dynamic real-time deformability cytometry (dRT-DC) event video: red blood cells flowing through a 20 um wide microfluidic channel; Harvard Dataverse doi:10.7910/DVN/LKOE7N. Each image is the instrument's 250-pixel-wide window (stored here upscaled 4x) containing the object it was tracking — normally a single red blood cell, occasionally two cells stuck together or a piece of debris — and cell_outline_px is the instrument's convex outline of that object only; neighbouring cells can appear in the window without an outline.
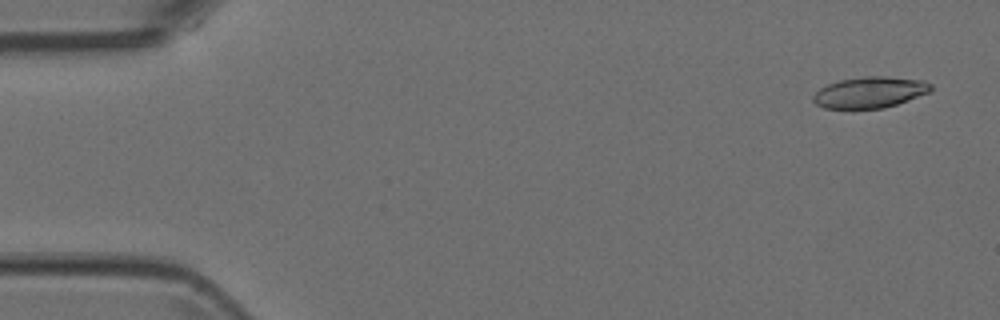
{"species": "Egyptian fruit bat (a non-hibernating species)", "species_latin": "Rousettus aegyptiacus", "temperature_condition": "room temperature", "stored_images_in_passage": 8, "camera_frame_rate_fps": 3000, "um_per_image_px": 0.085, "animal": {"sex": "female"}, "frame": {"image": 1, "passage_image": 1, "time_ms": 0.0, "image_size_px": [1000, 320], "cell_outline_px": [[932, 88], [928, 92], [896, 104], [884, 108], [824, 108], [816, 104], [812, 100], [812, 96], [820, 88], [828, 84], [840, 80], [868, 76], [884, 76], [924, 80], [932, 84]], "centroid_in_image_um": [73.92, 7.84], "position_along_channel_um": 11.1, "area_um2": 21.1}}
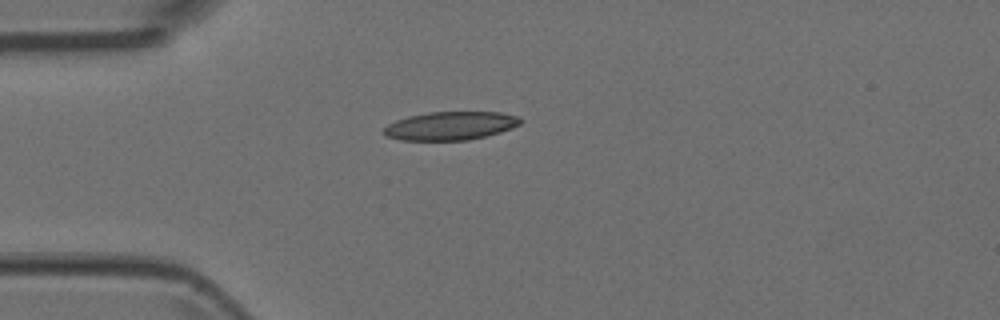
{"frame": {"image": 2, "passage_image": 4, "time_ms": 1.0, "image_size_px": [1000, 320], "cell_outline_px": [[524, 120], [520, 124], [512, 128], [500, 132], [468, 140], [400, 140], [388, 136], [380, 132], [388, 124], [396, 120], [408, 116], [428, 112], [500, 112], [520, 116]], "centroid_in_image_um": [38.31, 10.68], "position_along_channel_um": 46.7, "area_um2": 22.72}}
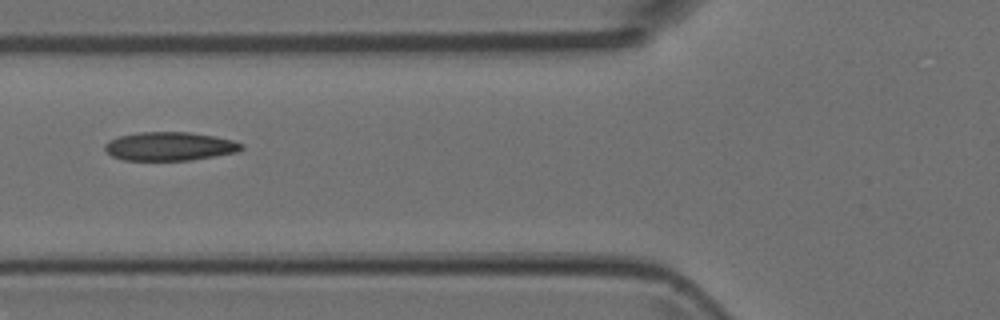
{"frame": {"image": 3, "passage_image": 6, "time_ms": 1.667, "image_size_px": [1000, 320], "cell_outline_px": [[244, 148], [236, 152], [192, 160], [124, 160], [112, 156], [104, 148], [104, 144], [120, 136], [140, 132], [188, 132], [212, 136], [232, 140], [244, 144]], "centroid_in_image_um": [14.43, 12.44], "position_along_channel_um": 111.4, "area_um2": 22.54}}